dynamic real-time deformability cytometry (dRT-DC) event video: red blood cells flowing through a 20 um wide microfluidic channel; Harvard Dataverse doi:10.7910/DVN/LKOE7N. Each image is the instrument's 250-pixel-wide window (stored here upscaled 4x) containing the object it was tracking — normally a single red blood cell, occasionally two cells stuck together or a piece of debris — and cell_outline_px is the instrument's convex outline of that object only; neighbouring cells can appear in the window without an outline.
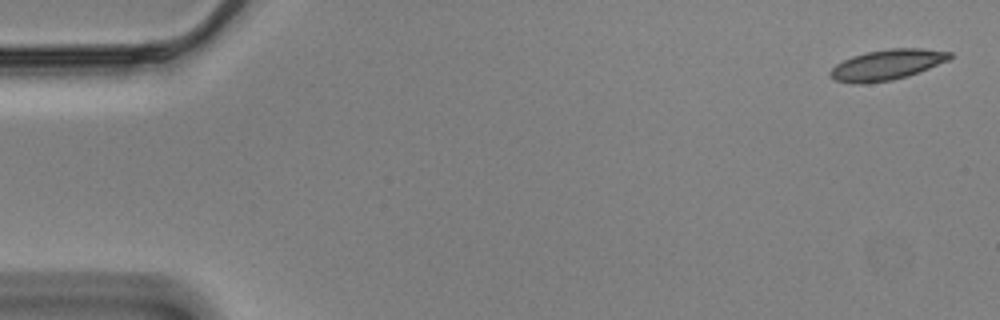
{"species": "Egyptian fruit bat (a non-hibernating species)", "species_latin": "Rousettus aegyptiacus", "temperature_condition": "cold", "stored_images_in_passage": 57, "camera_frame_rate_fps": 3000, "um_per_image_px": 0.085, "animal": {"sex": "male"}, "frame": {"image": 1, "passage_image": 1, "time_ms": 0.0, "image_size_px": [1000, 320], "cell_outline_px": [[952, 56], [948, 60], [908, 76], [892, 80], [864, 84], [852, 84], [836, 80], [828, 76], [828, 72], [836, 64], [852, 56], [864, 52], [888, 48], [920, 48], [952, 52]], "centroid_in_image_um": [75.34, 5.51], "position_along_channel_um": 9.7, "area_um2": 21.33}}
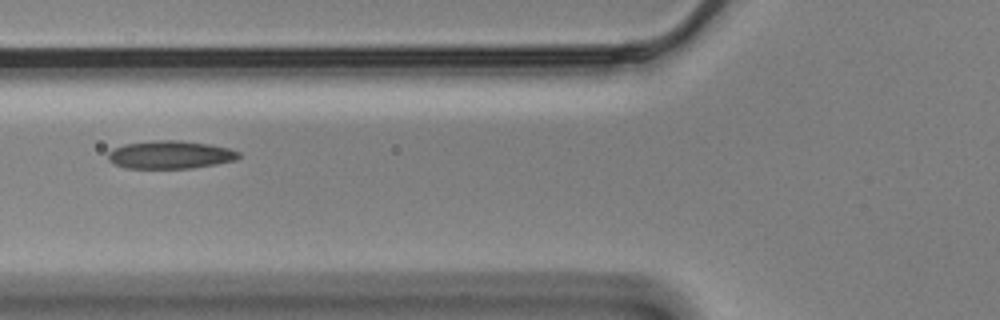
{"frame": {"image": 2, "passage_image": 21, "time_ms": 6.667, "image_size_px": [1000, 320], "cell_outline_px": [[240, 156], [236, 160], [216, 164], [192, 168], [124, 168], [108, 160], [108, 152], [112, 148], [124, 144], [160, 140], [176, 140], [208, 144], [228, 148], [240, 152]], "centroid_in_image_um": [14.46, 13.16], "position_along_channel_um": 111.3, "area_um2": 21.21}}
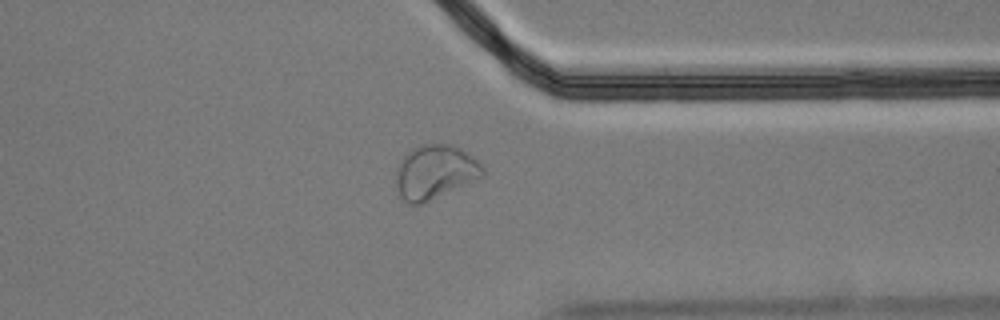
{"frame": {"image": 3, "passage_image": 44, "time_ms": 14.333, "image_size_px": [1000, 320], "cell_outline_px": [[484, 176], [424, 204], [408, 204], [400, 196], [396, 184], [396, 168], [400, 160], [412, 148], [420, 144], [456, 144], [468, 152], [484, 168]], "centroid_in_image_um": [36.97, 14.62], "position_along_channel_um": 374.4, "area_um2": 27.69}, "authors_computed_cell_mechanics": {"area_um2": 21.2126, "velocity_mm_per_s": 3.474, "shape_relaxation_time_tau1_ms": null, "shape_relaxation_time_tau2_ms": 4.4579, "deformation_change_tau1": null, "deformation_change_tau2": 0.0732}}